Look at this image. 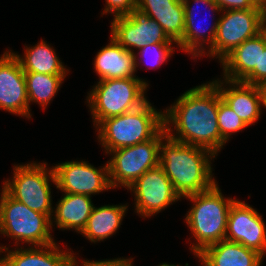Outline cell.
<instances>
[{
	"label": "cell",
	"instance_id": "obj_1",
	"mask_svg": "<svg viewBox=\"0 0 266 266\" xmlns=\"http://www.w3.org/2000/svg\"><path fill=\"white\" fill-rule=\"evenodd\" d=\"M218 106L219 90L212 82L190 88L163 111L166 134L218 155L226 144L218 127Z\"/></svg>",
	"mask_w": 266,
	"mask_h": 266
},
{
	"label": "cell",
	"instance_id": "obj_2",
	"mask_svg": "<svg viewBox=\"0 0 266 266\" xmlns=\"http://www.w3.org/2000/svg\"><path fill=\"white\" fill-rule=\"evenodd\" d=\"M212 158L216 156L211 151L176 141L168 135L160 144L159 165L181 199L206 191L217 182L212 174Z\"/></svg>",
	"mask_w": 266,
	"mask_h": 266
},
{
	"label": "cell",
	"instance_id": "obj_3",
	"mask_svg": "<svg viewBox=\"0 0 266 266\" xmlns=\"http://www.w3.org/2000/svg\"><path fill=\"white\" fill-rule=\"evenodd\" d=\"M193 204L185 221L195 243L191 252L195 257L206 247L225 240L228 215L234 198H225L216 182L210 189L184 197Z\"/></svg>",
	"mask_w": 266,
	"mask_h": 266
},
{
	"label": "cell",
	"instance_id": "obj_4",
	"mask_svg": "<svg viewBox=\"0 0 266 266\" xmlns=\"http://www.w3.org/2000/svg\"><path fill=\"white\" fill-rule=\"evenodd\" d=\"M164 128V112L147 101L141 107L103 120L95 129L99 143L110 151L154 138Z\"/></svg>",
	"mask_w": 266,
	"mask_h": 266
},
{
	"label": "cell",
	"instance_id": "obj_5",
	"mask_svg": "<svg viewBox=\"0 0 266 266\" xmlns=\"http://www.w3.org/2000/svg\"><path fill=\"white\" fill-rule=\"evenodd\" d=\"M147 81L128 77L99 80L88 92L87 103L96 128L103 120L133 111L148 100L145 96Z\"/></svg>",
	"mask_w": 266,
	"mask_h": 266
},
{
	"label": "cell",
	"instance_id": "obj_6",
	"mask_svg": "<svg viewBox=\"0 0 266 266\" xmlns=\"http://www.w3.org/2000/svg\"><path fill=\"white\" fill-rule=\"evenodd\" d=\"M0 205V234L14 239V244L47 246L55 243L51 230V219L43 213L31 210L25 204L2 193Z\"/></svg>",
	"mask_w": 266,
	"mask_h": 266
},
{
	"label": "cell",
	"instance_id": "obj_7",
	"mask_svg": "<svg viewBox=\"0 0 266 266\" xmlns=\"http://www.w3.org/2000/svg\"><path fill=\"white\" fill-rule=\"evenodd\" d=\"M12 176L4 181L5 191L31 210L46 214L51 219L54 207L50 182L56 186L53 166L47 168L46 162L18 164L13 166Z\"/></svg>",
	"mask_w": 266,
	"mask_h": 266
},
{
	"label": "cell",
	"instance_id": "obj_8",
	"mask_svg": "<svg viewBox=\"0 0 266 266\" xmlns=\"http://www.w3.org/2000/svg\"><path fill=\"white\" fill-rule=\"evenodd\" d=\"M166 135L163 128L146 142L110 151L108 154L112 157L107 163L111 188L123 186L128 189L146 171L157 167L160 144Z\"/></svg>",
	"mask_w": 266,
	"mask_h": 266
},
{
	"label": "cell",
	"instance_id": "obj_9",
	"mask_svg": "<svg viewBox=\"0 0 266 266\" xmlns=\"http://www.w3.org/2000/svg\"><path fill=\"white\" fill-rule=\"evenodd\" d=\"M221 13L214 43L203 54L209 58H218L219 62L235 47L258 35L264 22L263 9L228 10Z\"/></svg>",
	"mask_w": 266,
	"mask_h": 266
},
{
	"label": "cell",
	"instance_id": "obj_10",
	"mask_svg": "<svg viewBox=\"0 0 266 266\" xmlns=\"http://www.w3.org/2000/svg\"><path fill=\"white\" fill-rule=\"evenodd\" d=\"M127 190L135 196V212L144 218L160 213L181 198L160 165L146 171Z\"/></svg>",
	"mask_w": 266,
	"mask_h": 266
},
{
	"label": "cell",
	"instance_id": "obj_11",
	"mask_svg": "<svg viewBox=\"0 0 266 266\" xmlns=\"http://www.w3.org/2000/svg\"><path fill=\"white\" fill-rule=\"evenodd\" d=\"M56 189L67 194L91 196L112 190L109 182L108 163L100 168L87 161H65L53 166Z\"/></svg>",
	"mask_w": 266,
	"mask_h": 266
},
{
	"label": "cell",
	"instance_id": "obj_12",
	"mask_svg": "<svg viewBox=\"0 0 266 266\" xmlns=\"http://www.w3.org/2000/svg\"><path fill=\"white\" fill-rule=\"evenodd\" d=\"M111 21V37L126 50L136 53L146 44L174 43L163 31L162 26L137 11L123 17L113 18Z\"/></svg>",
	"mask_w": 266,
	"mask_h": 266
},
{
	"label": "cell",
	"instance_id": "obj_13",
	"mask_svg": "<svg viewBox=\"0 0 266 266\" xmlns=\"http://www.w3.org/2000/svg\"><path fill=\"white\" fill-rule=\"evenodd\" d=\"M262 215L250 204L235 199L230 207L225 240L266 253V226Z\"/></svg>",
	"mask_w": 266,
	"mask_h": 266
},
{
	"label": "cell",
	"instance_id": "obj_14",
	"mask_svg": "<svg viewBox=\"0 0 266 266\" xmlns=\"http://www.w3.org/2000/svg\"><path fill=\"white\" fill-rule=\"evenodd\" d=\"M211 82L218 88L221 99L247 126L261 118L262 106L266 109V88L225 78Z\"/></svg>",
	"mask_w": 266,
	"mask_h": 266
},
{
	"label": "cell",
	"instance_id": "obj_15",
	"mask_svg": "<svg viewBox=\"0 0 266 266\" xmlns=\"http://www.w3.org/2000/svg\"><path fill=\"white\" fill-rule=\"evenodd\" d=\"M0 109L29 118L26 79L12 50L0 56Z\"/></svg>",
	"mask_w": 266,
	"mask_h": 266
},
{
	"label": "cell",
	"instance_id": "obj_16",
	"mask_svg": "<svg viewBox=\"0 0 266 266\" xmlns=\"http://www.w3.org/2000/svg\"><path fill=\"white\" fill-rule=\"evenodd\" d=\"M265 47L262 32L235 47L219 62L223 68L222 78L259 86L260 49Z\"/></svg>",
	"mask_w": 266,
	"mask_h": 266
},
{
	"label": "cell",
	"instance_id": "obj_17",
	"mask_svg": "<svg viewBox=\"0 0 266 266\" xmlns=\"http://www.w3.org/2000/svg\"><path fill=\"white\" fill-rule=\"evenodd\" d=\"M184 6V14H185V28L183 37L177 42V48H180L185 53L193 55V59H197L198 57H202L208 48H210L213 43L217 32L218 26V18L214 21V24L210 26L209 29L202 28L196 24V16L197 12H195V7L203 4L204 7L209 8V10L221 13V9L214 2V0H192L193 4H195L193 8V4L191 5L190 0H182ZM202 5V6H203ZM208 6V7H207ZM203 7V8H204ZM194 9V10H193ZM210 11V12H211ZM195 12V13H194ZM209 30V31H208ZM205 44L207 47H205ZM209 44V46L207 45ZM207 48V49H206ZM197 57V58H196Z\"/></svg>",
	"mask_w": 266,
	"mask_h": 266
},
{
	"label": "cell",
	"instance_id": "obj_18",
	"mask_svg": "<svg viewBox=\"0 0 266 266\" xmlns=\"http://www.w3.org/2000/svg\"><path fill=\"white\" fill-rule=\"evenodd\" d=\"M0 246L1 259L7 266H70L72 252L61 250L55 242L47 246H28V248H13Z\"/></svg>",
	"mask_w": 266,
	"mask_h": 266
},
{
	"label": "cell",
	"instance_id": "obj_19",
	"mask_svg": "<svg viewBox=\"0 0 266 266\" xmlns=\"http://www.w3.org/2000/svg\"><path fill=\"white\" fill-rule=\"evenodd\" d=\"M136 11L156 20L174 42L183 37L185 14L182 0H137Z\"/></svg>",
	"mask_w": 266,
	"mask_h": 266
},
{
	"label": "cell",
	"instance_id": "obj_20",
	"mask_svg": "<svg viewBox=\"0 0 266 266\" xmlns=\"http://www.w3.org/2000/svg\"><path fill=\"white\" fill-rule=\"evenodd\" d=\"M109 40L94 59V71L99 80L136 77V53L126 50L112 37Z\"/></svg>",
	"mask_w": 266,
	"mask_h": 266
},
{
	"label": "cell",
	"instance_id": "obj_21",
	"mask_svg": "<svg viewBox=\"0 0 266 266\" xmlns=\"http://www.w3.org/2000/svg\"><path fill=\"white\" fill-rule=\"evenodd\" d=\"M196 257L203 266H261L264 258L256 250L227 240L206 247Z\"/></svg>",
	"mask_w": 266,
	"mask_h": 266
},
{
	"label": "cell",
	"instance_id": "obj_22",
	"mask_svg": "<svg viewBox=\"0 0 266 266\" xmlns=\"http://www.w3.org/2000/svg\"><path fill=\"white\" fill-rule=\"evenodd\" d=\"M55 207L51 216V227L55 226V223V227L61 230L81 233L87 225L94 204L91 196L64 193Z\"/></svg>",
	"mask_w": 266,
	"mask_h": 266
},
{
	"label": "cell",
	"instance_id": "obj_23",
	"mask_svg": "<svg viewBox=\"0 0 266 266\" xmlns=\"http://www.w3.org/2000/svg\"><path fill=\"white\" fill-rule=\"evenodd\" d=\"M128 209L126 205L93 207L86 227L80 233L91 243L108 239L118 231Z\"/></svg>",
	"mask_w": 266,
	"mask_h": 266
},
{
	"label": "cell",
	"instance_id": "obj_24",
	"mask_svg": "<svg viewBox=\"0 0 266 266\" xmlns=\"http://www.w3.org/2000/svg\"><path fill=\"white\" fill-rule=\"evenodd\" d=\"M24 55L12 52L21 64L24 73L38 72L49 75H67L69 70L56 54L55 49L43 39L32 47H25Z\"/></svg>",
	"mask_w": 266,
	"mask_h": 266
},
{
	"label": "cell",
	"instance_id": "obj_25",
	"mask_svg": "<svg viewBox=\"0 0 266 266\" xmlns=\"http://www.w3.org/2000/svg\"><path fill=\"white\" fill-rule=\"evenodd\" d=\"M27 97L29 101V119L31 116L30 102L37 103L46 109L61 88L66 75H49L38 72L24 73Z\"/></svg>",
	"mask_w": 266,
	"mask_h": 266
},
{
	"label": "cell",
	"instance_id": "obj_26",
	"mask_svg": "<svg viewBox=\"0 0 266 266\" xmlns=\"http://www.w3.org/2000/svg\"><path fill=\"white\" fill-rule=\"evenodd\" d=\"M218 127L221 133V137L226 142L231 138V135L248 127L240 119V117H238V115L232 109H230L228 105L221 99L220 94L218 106Z\"/></svg>",
	"mask_w": 266,
	"mask_h": 266
},
{
	"label": "cell",
	"instance_id": "obj_27",
	"mask_svg": "<svg viewBox=\"0 0 266 266\" xmlns=\"http://www.w3.org/2000/svg\"><path fill=\"white\" fill-rule=\"evenodd\" d=\"M137 52L138 57L136 55V71L137 68L140 66V63L142 60H145L144 58H148L146 56H151V63H147L149 59H146L147 66L149 65L152 68H158L160 65L165 63V61L169 60V58L172 56L174 50V46H172V43H155V44H146L144 47L140 48ZM140 56V57H139ZM140 61V63H139Z\"/></svg>",
	"mask_w": 266,
	"mask_h": 266
},
{
	"label": "cell",
	"instance_id": "obj_28",
	"mask_svg": "<svg viewBox=\"0 0 266 266\" xmlns=\"http://www.w3.org/2000/svg\"><path fill=\"white\" fill-rule=\"evenodd\" d=\"M102 15L113 14L114 18L128 16L136 11L137 0H105Z\"/></svg>",
	"mask_w": 266,
	"mask_h": 266
},
{
	"label": "cell",
	"instance_id": "obj_29",
	"mask_svg": "<svg viewBox=\"0 0 266 266\" xmlns=\"http://www.w3.org/2000/svg\"><path fill=\"white\" fill-rule=\"evenodd\" d=\"M262 0H214L221 11L263 9Z\"/></svg>",
	"mask_w": 266,
	"mask_h": 266
},
{
	"label": "cell",
	"instance_id": "obj_30",
	"mask_svg": "<svg viewBox=\"0 0 266 266\" xmlns=\"http://www.w3.org/2000/svg\"><path fill=\"white\" fill-rule=\"evenodd\" d=\"M76 254L72 253L70 266H78ZM133 258H115V259H103V260H82L81 266H133Z\"/></svg>",
	"mask_w": 266,
	"mask_h": 266
},
{
	"label": "cell",
	"instance_id": "obj_31",
	"mask_svg": "<svg viewBox=\"0 0 266 266\" xmlns=\"http://www.w3.org/2000/svg\"><path fill=\"white\" fill-rule=\"evenodd\" d=\"M259 86L266 88V47L260 49Z\"/></svg>",
	"mask_w": 266,
	"mask_h": 266
},
{
	"label": "cell",
	"instance_id": "obj_32",
	"mask_svg": "<svg viewBox=\"0 0 266 266\" xmlns=\"http://www.w3.org/2000/svg\"><path fill=\"white\" fill-rule=\"evenodd\" d=\"M262 5H263V17H264V22L266 23V0H262Z\"/></svg>",
	"mask_w": 266,
	"mask_h": 266
},
{
	"label": "cell",
	"instance_id": "obj_33",
	"mask_svg": "<svg viewBox=\"0 0 266 266\" xmlns=\"http://www.w3.org/2000/svg\"><path fill=\"white\" fill-rule=\"evenodd\" d=\"M261 32L263 33L265 40H266V23L263 22L262 28H261Z\"/></svg>",
	"mask_w": 266,
	"mask_h": 266
},
{
	"label": "cell",
	"instance_id": "obj_34",
	"mask_svg": "<svg viewBox=\"0 0 266 266\" xmlns=\"http://www.w3.org/2000/svg\"><path fill=\"white\" fill-rule=\"evenodd\" d=\"M189 264L188 263H186L185 264V266H188ZM157 266H181V265H179V264H177V265H174V264H168V263H162V264H160V265H157Z\"/></svg>",
	"mask_w": 266,
	"mask_h": 266
},
{
	"label": "cell",
	"instance_id": "obj_35",
	"mask_svg": "<svg viewBox=\"0 0 266 266\" xmlns=\"http://www.w3.org/2000/svg\"><path fill=\"white\" fill-rule=\"evenodd\" d=\"M3 188L1 189V195H0V201H1V196H2V193L5 191V182H3ZM0 205H1V202H0Z\"/></svg>",
	"mask_w": 266,
	"mask_h": 266
},
{
	"label": "cell",
	"instance_id": "obj_36",
	"mask_svg": "<svg viewBox=\"0 0 266 266\" xmlns=\"http://www.w3.org/2000/svg\"><path fill=\"white\" fill-rule=\"evenodd\" d=\"M0 266H7L5 262L0 258Z\"/></svg>",
	"mask_w": 266,
	"mask_h": 266
}]
</instances>
